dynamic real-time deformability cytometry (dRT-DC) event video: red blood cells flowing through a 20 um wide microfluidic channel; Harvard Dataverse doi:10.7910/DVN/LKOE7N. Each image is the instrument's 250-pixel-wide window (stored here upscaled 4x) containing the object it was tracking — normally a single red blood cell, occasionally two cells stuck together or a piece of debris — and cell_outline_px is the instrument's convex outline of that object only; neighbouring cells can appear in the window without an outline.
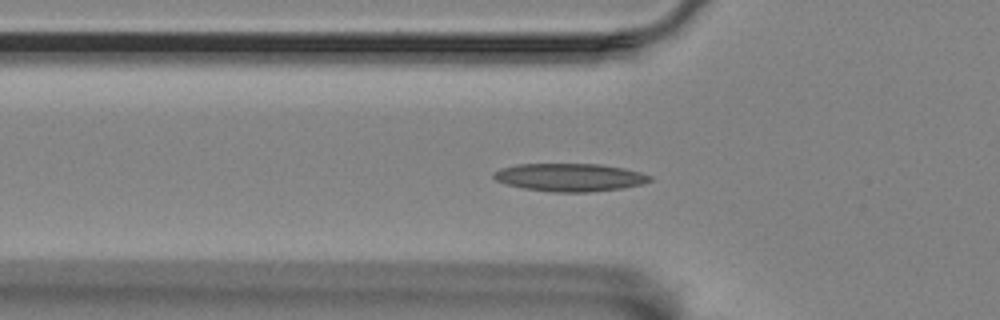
{"species": "Egyptian fruit bat (a non-hibernating species)", "species_latin": "Rousettus aegyptiacus", "temperature_condition": "room temperature", "stored_images_in_passage": 57, "segment_of_instrument_passage": [1, 2], "camera_frame_rate_fps": 3000, "um_per_image_px": 0.085, "animal": {"sex": "female"}, "frame": {"image": 1, "passage_image": 18, "time_ms": 5.667, "image_size_px": [1000, 320], "cell_outline_px": [[652, 180], [640, 184], [620, 188], [588, 192], [552, 192], [524, 188], [508, 184], [496, 180], [492, 176], [492, 172], [500, 168], [516, 164], [600, 164], [624, 168], [640, 172], [652, 176]], "centroid_in_image_um": [48.4, 15.06], "position_along_channel_um": 77.4, "area_um2": 25.32}}
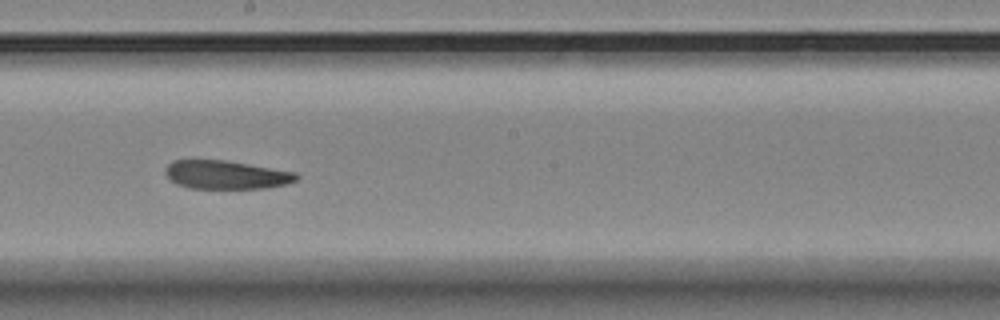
{"frame": {"image": 2, "passage_image": 31, "time_ms": 10.0, "image_size_px": [1000, 320], "cell_outline_px": [[300, 176], [296, 180], [288, 184], [268, 188], [188, 188], [176, 184], [164, 172], [164, 168], [172, 160], [224, 160], [296, 172]], "centroid_in_image_um": [19.22, 14.86], "position_along_channel_um": 229.0, "area_um2": 21.79}}
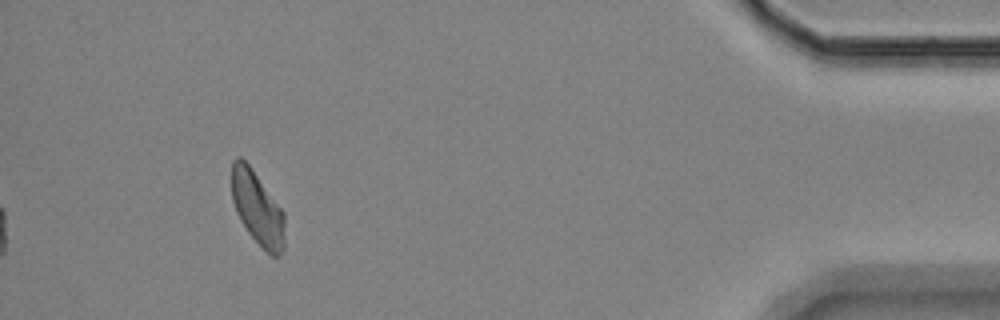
{"frame": {"image": 3, "passage_image": 52, "time_ms": 17.0, "image_size_px": [1000, 320], "cell_outline_px": [[284, 248], [280, 256], [272, 256], [248, 232], [240, 220], [236, 212], [232, 200], [232, 160], [240, 156], [248, 164], [284, 212]], "centroid_in_image_um": [21.88, 17.7], "position_along_channel_um": 413.3, "area_um2": 22.37}}